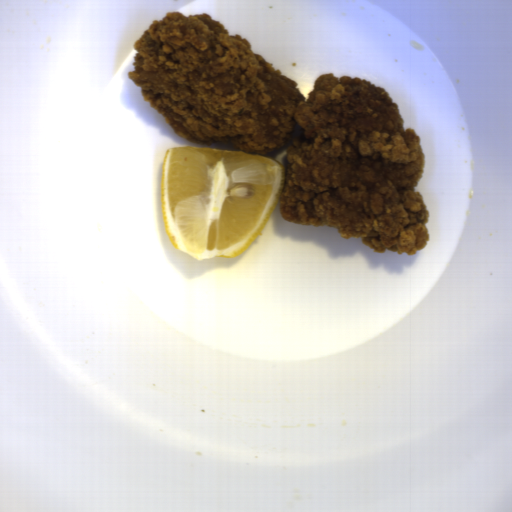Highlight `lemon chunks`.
Listing matches in <instances>:
<instances>
[{
	"mask_svg": "<svg viewBox=\"0 0 512 512\" xmlns=\"http://www.w3.org/2000/svg\"><path fill=\"white\" fill-rule=\"evenodd\" d=\"M288 171L260 154L184 144L165 151L161 213L173 247L192 258L240 256L277 207Z\"/></svg>",
	"mask_w": 512,
	"mask_h": 512,
	"instance_id": "lemon-chunks-1",
	"label": "lemon chunks"
}]
</instances>
